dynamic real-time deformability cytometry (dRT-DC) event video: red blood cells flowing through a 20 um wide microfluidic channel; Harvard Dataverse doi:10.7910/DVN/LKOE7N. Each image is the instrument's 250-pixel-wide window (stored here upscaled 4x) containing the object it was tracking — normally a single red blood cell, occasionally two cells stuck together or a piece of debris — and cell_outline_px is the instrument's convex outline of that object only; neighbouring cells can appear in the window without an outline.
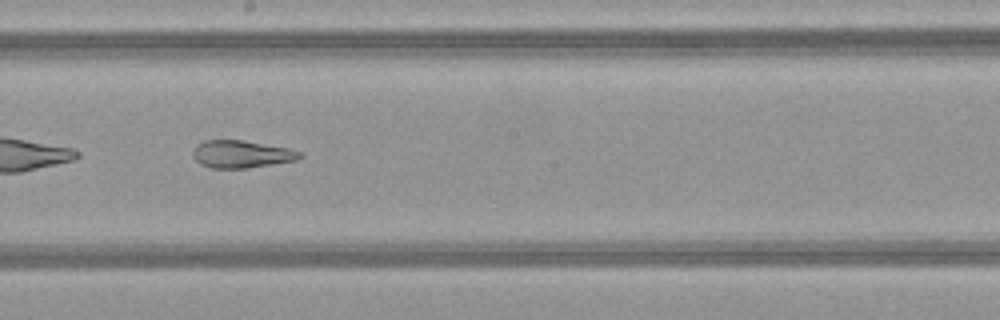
{"species": "common noctule bat (a hibernating species)", "species_latin": "Nyctalus noctula", "temperature_condition": "warm", "stored_images_in_passage": 47, "camera_frame_rate_fps": 3000, "um_per_image_px": 0.085, "animal": {"sex": "female", "body_mass_g": 21.9}, "frame": {"image": 1, "passage_image": 27, "time_ms": 8.667, "image_size_px": [1000, 320], "cell_outline_px": [[304, 156], [296, 160], [272, 164], [244, 168], [212, 168], [200, 164], [192, 156], [192, 152], [196, 144], [204, 140], [240, 140], [288, 148], [304, 152]], "centroid_in_image_um": [20.51, 13.1], "position_along_channel_um": 227.7, "area_um2": 17.11}, "authors_computed_cell_mechanics": {"area_um2": 23.0622, "velocity_mm_per_s": 4.1468, "shape_relaxation_time_tau1_ms": null, "shape_relaxation_time_tau2_ms": 2.1632, "deformation_change_tau1": null, "deformation_change_tau2": 0.1173}}